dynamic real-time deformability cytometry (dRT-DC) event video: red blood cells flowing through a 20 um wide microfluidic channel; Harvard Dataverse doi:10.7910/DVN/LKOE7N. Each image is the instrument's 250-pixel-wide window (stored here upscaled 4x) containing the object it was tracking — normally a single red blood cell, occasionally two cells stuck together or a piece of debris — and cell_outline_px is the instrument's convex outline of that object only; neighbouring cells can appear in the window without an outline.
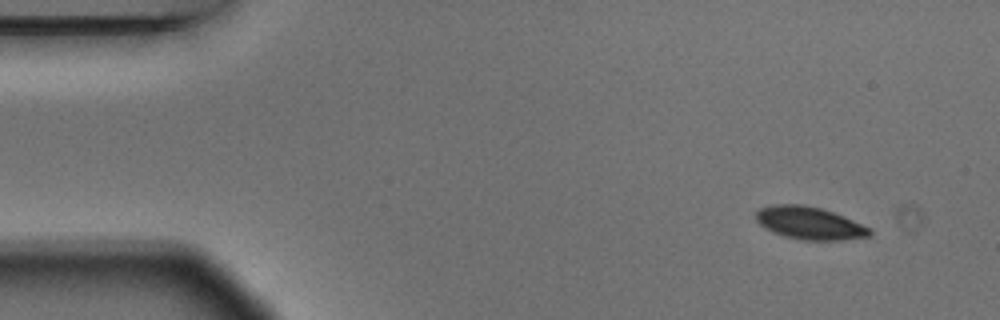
{"species": "Egyptian fruit bat (a non-hibernating species)", "species_latin": "Rousettus aegyptiacus", "temperature_condition": "warm", "stored_images_in_passage": 5, "segment_of_instrument_passage": [1, 2], "camera_frame_rate_fps": 3000, "um_per_image_px": 0.085, "animal": {"sex": "male"}, "frame": {"image": 1, "passage_image": 1, "time_ms": 0.0, "image_size_px": [1000, 320], "cell_outline_px": [[872, 232], [868, 236], [840, 240], [800, 240], [784, 236], [772, 232], [764, 228], [756, 220], [756, 212], [760, 208], [772, 204], [804, 204], [820, 208], [844, 216], [872, 228]], "centroid_in_image_um": [68.79, 18.96], "position_along_channel_um": 16.2, "area_um2": 21.73}}
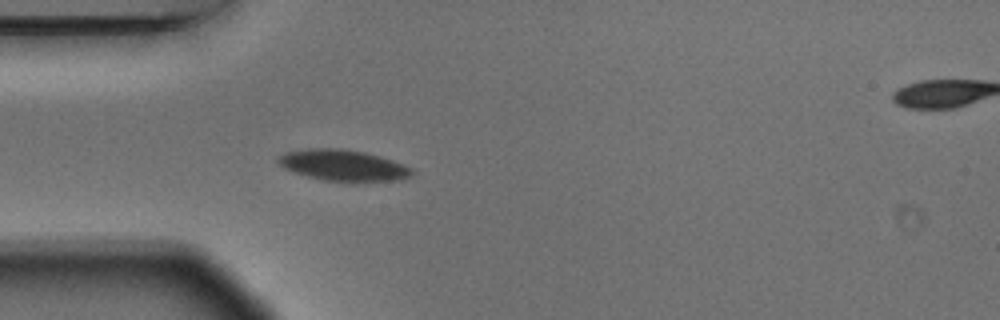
{"frame": {"image": 2, "passage_image": 4, "time_ms": 1.0, "image_size_px": [1000, 320], "cell_outline_px": [[416, 172], [412, 176], [400, 180], [352, 184], [324, 180], [308, 176], [284, 168], [276, 160], [280, 156], [288, 152], [308, 148], [340, 148], [364, 152], [380, 156], [392, 160], [412, 168]], "centroid_in_image_um": [29.26, 14.09], "position_along_channel_um": 55.7, "area_um2": 24.8}}